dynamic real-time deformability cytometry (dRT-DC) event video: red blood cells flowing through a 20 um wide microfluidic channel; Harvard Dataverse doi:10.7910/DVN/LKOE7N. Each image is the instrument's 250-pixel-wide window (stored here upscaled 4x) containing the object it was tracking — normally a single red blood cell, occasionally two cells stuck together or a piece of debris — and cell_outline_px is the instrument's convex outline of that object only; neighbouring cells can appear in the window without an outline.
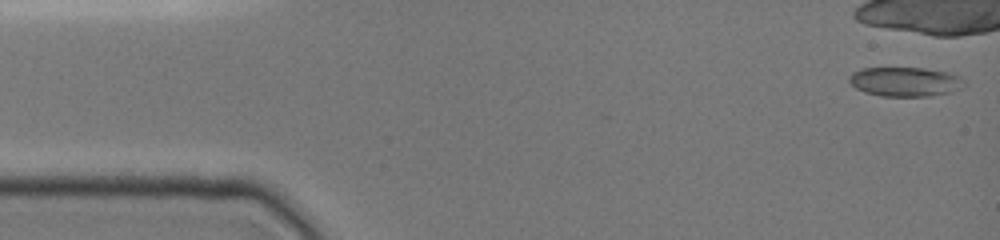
{"species": "common noctule bat (a hibernating species)", "species_latin": "Nyctalus noctula", "temperature_condition": "cold", "stored_images_in_passage": 5, "camera_frame_rate_fps": 3000, "um_per_image_px": 0.085, "animal": {"sex": "female", "body_mass_g": 19.0, "forearm_length_mm": 51.5}, "frame": {"image": 1, "passage_image": 1, "time_ms": 0.0, "image_size_px": [1000, 240], "cell_outline_px": [[968, 84], [964, 88], [952, 92], [932, 96], [880, 96], [864, 92], [856, 88], [848, 80], [848, 76], [852, 72], [860, 68], [924, 68], [948, 72], [960, 76]], "centroid_in_image_um": [76.98, 6.95], "position_along_channel_um": 8.0, "area_um2": 20.06}}